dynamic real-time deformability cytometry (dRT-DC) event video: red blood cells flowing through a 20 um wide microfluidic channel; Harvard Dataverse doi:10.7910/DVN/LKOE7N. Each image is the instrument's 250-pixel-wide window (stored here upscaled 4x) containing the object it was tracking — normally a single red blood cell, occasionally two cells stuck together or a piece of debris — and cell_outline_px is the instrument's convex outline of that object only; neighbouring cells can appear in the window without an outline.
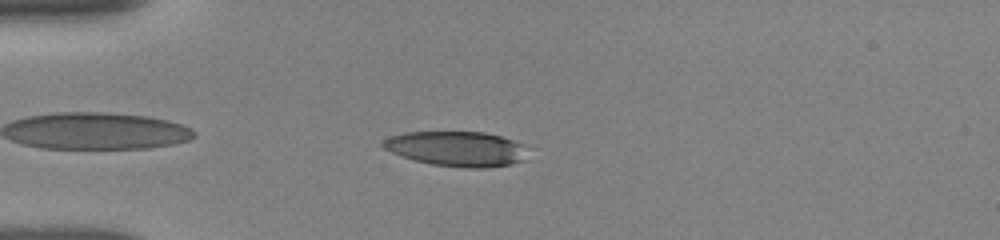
{"species": "human", "species_latin": "Homo sapiens", "temperature_condition": "room temperature", "stored_images_in_passage": 47, "camera_frame_rate_fps": 3000, "um_per_image_px": 0.085, "donor": {"sex": "female"}, "frame": {"image": 1, "passage_image": 3, "time_ms": 0.667, "image_size_px": [1000, 240], "cell_outline_px": [[524, 160], [512, 164], [488, 168], [468, 168], [432, 164], [416, 160], [392, 152], [384, 148], [380, 144], [388, 136], [404, 132], [484, 132], [500, 136], [524, 144]], "centroid_in_image_um": [38.81, 12.64], "position_along_channel_um": 46.2, "area_um2": 29.3}}
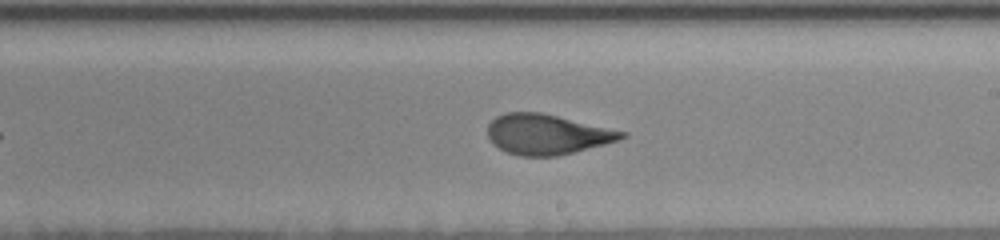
{"frame": {"image": 2, "passage_image": 22, "time_ms": 6.333, "image_size_px": [1000, 240], "cell_outline_px": [[628, 136], [604, 144], [556, 156], [520, 156], [508, 152], [492, 144], [488, 136], [488, 124], [496, 116], [504, 112], [540, 112], [628, 132]], "centroid_in_image_um": [46.47, 11.41], "position_along_channel_um": 242.5, "area_um2": 31.15}}
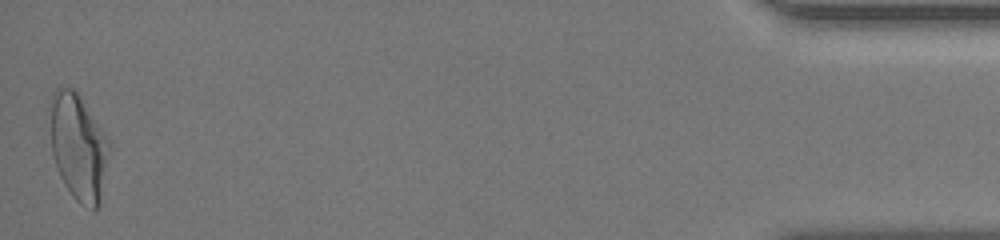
{"frame": {"image": 3, "passage_image": 47, "time_ms": 13.333, "image_size_px": [1000, 240], "cell_outline_px": [[108, 148], [100, 204], [92, 212], [80, 204], [72, 196], [64, 184], [60, 176], [52, 156], [52, 92], [56, 88], [72, 88], [80, 96], [108, 136]], "centroid_in_image_um": [6.67, 12.54], "position_along_channel_um": 428.5, "area_um2": 36.01}, "authors_computed_cell_mechanics": {"area_um2": 31.2698, "velocity_mm_per_s": 3.8559, "shape_relaxation_time_tau1_ms": 3.6421, "shape_relaxation_time_tau2_ms": 1.2433, "deformation_change_tau1": 0.1746, "deformation_change_tau2": 0.0936}}